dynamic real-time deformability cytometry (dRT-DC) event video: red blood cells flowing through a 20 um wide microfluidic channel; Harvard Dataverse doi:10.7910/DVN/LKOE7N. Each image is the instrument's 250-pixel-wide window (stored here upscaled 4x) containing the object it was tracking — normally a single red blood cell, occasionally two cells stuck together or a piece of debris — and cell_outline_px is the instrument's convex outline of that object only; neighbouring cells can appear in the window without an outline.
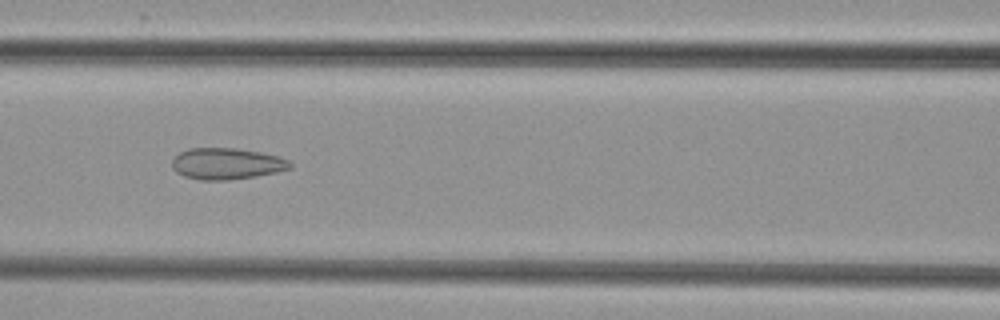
{"species": "common noctule bat (a hibernating species)", "species_latin": "Nyctalus noctula", "temperature_condition": "cold", "stored_images_in_passage": 5, "camera_frame_rate_fps": 3000, "um_per_image_px": 0.085, "animal": {"sex": "female", "body_mass_g": 29.2, "forearm_length_mm": 56.3}, "frame": {"image": 1, "passage_image": 5, "time_ms": 5.667, "image_size_px": [1000, 320], "cell_outline_px": [[292, 168], [276, 172], [256, 176], [228, 180], [200, 180], [184, 176], [176, 172], [172, 168], [172, 160], [180, 152], [188, 148], [236, 148], [260, 152], [280, 156], [288, 160], [292, 164]], "centroid_in_image_um": [19.27, 13.91], "position_along_channel_um": 147.3, "area_um2": 21.68}}